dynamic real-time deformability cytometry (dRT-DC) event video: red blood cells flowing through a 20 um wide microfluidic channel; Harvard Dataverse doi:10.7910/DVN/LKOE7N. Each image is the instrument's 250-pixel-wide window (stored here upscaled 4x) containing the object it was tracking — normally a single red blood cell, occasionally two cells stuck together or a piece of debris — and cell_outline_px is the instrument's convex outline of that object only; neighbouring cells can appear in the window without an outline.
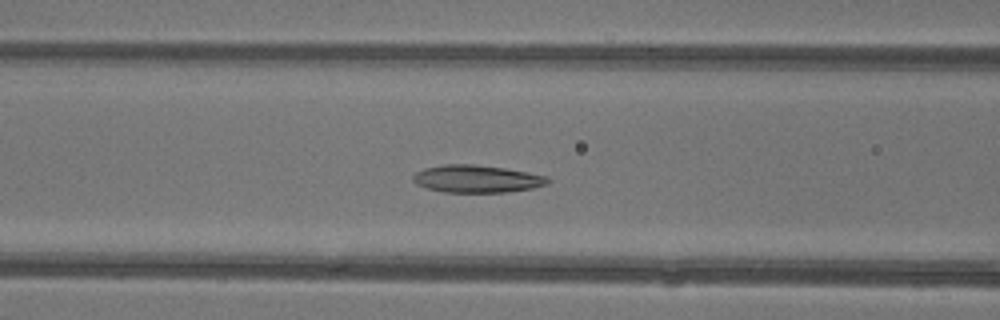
{"species": "common noctule bat (a hibernating species)", "species_latin": "Nyctalus noctula", "temperature_condition": "warm", "stored_images_in_passage": 44, "camera_frame_rate_fps": 3000, "um_per_image_px": 0.085, "animal": {"sex": "female"}, "frame": {"image": 1, "passage_image": 17, "time_ms": 5.333, "image_size_px": [1000, 320], "cell_outline_px": [[552, 180], [548, 184], [532, 188], [508, 192], [444, 192], [428, 188], [416, 184], [412, 180], [412, 176], [416, 172], [424, 168], [444, 164], [476, 164], [504, 168], [528, 172], [548, 176]], "centroid_in_image_um": [40.55, 15.19], "position_along_channel_um": 126.1, "area_um2": 21.73}}
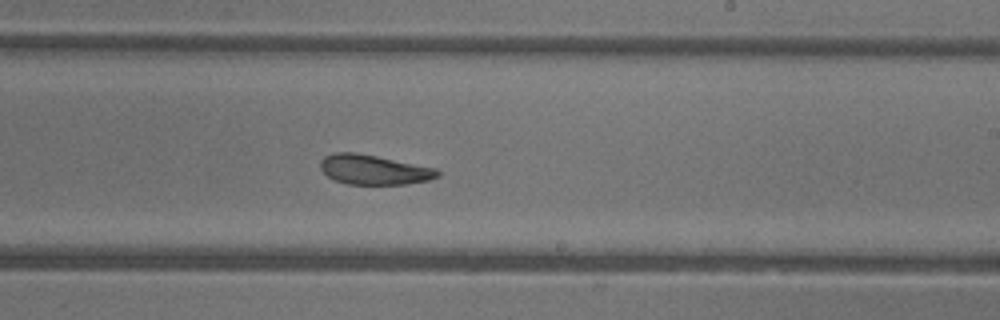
{"frame": {"image": 2, "passage_image": 26, "time_ms": 8.333, "image_size_px": [1000, 320], "cell_outline_px": [[440, 176], [428, 180], [404, 184], [348, 184], [336, 180], [328, 176], [320, 168], [320, 160], [324, 156], [332, 152], [356, 152], [436, 168], [440, 172]], "centroid_in_image_um": [31.76, 14.41], "position_along_channel_um": 257.2, "area_um2": 20.23}}
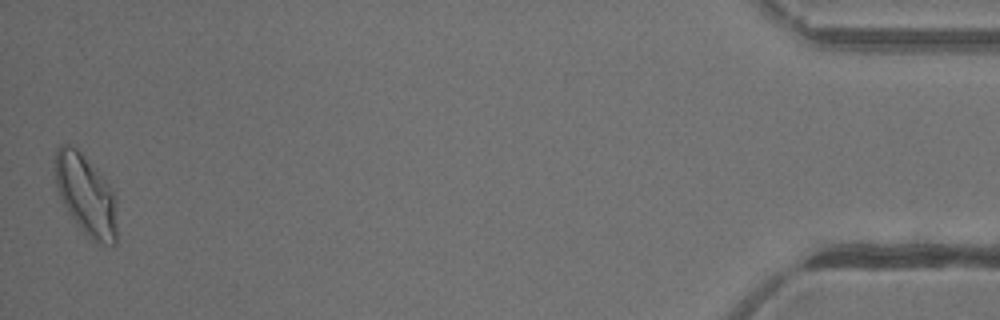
{"frame": {"image": 3, "passage_image": 44, "time_ms": 14.333, "image_size_px": [1000, 320], "cell_outline_px": [[116, 244], [104, 244], [92, 240], [84, 236], [68, 212], [60, 196], [56, 184], [56, 148], [60, 144], [68, 144], [76, 148], [96, 168], [112, 192], [116, 200]], "centroid_in_image_um": [7.3, 16.61], "position_along_channel_um": 427.9, "area_um2": 28.78}, "authors_computed_cell_mechanics": {"area_um2": 23.0044, "velocity_mm_per_s": 4.3818, "shape_relaxation_time_tau1_ms": 7.2675, "shape_relaxation_time_tau2_ms": 2.7239, "deformation_change_tau1": 0.2056, "deformation_change_tau2": 0.0897}}